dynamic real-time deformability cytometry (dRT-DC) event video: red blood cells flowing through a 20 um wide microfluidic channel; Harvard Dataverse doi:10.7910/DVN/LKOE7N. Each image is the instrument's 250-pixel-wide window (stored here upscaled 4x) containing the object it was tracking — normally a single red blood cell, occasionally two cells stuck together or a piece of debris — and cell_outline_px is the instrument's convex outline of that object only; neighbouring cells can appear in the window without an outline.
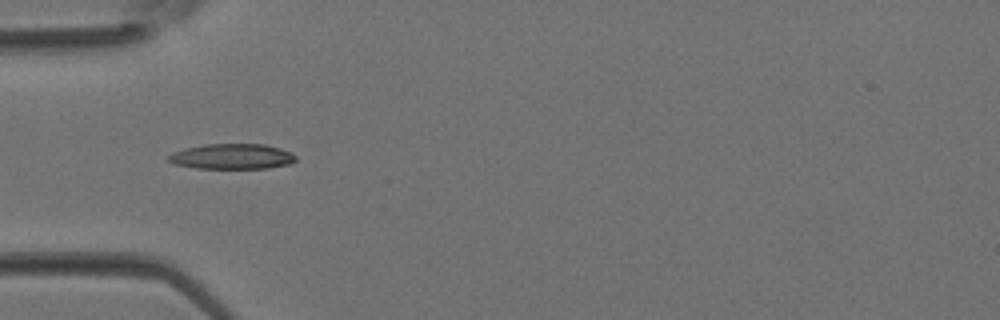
{"species": "Egyptian fruit bat (a non-hibernating species)", "species_latin": "Rousettus aegyptiacus", "temperature_condition": "room temperature", "stored_images_in_passage": 4, "camera_frame_rate_fps": 3000, "um_per_image_px": 0.085, "animal": {"sex": "female"}, "frame": {"image": 1, "passage_image": 3, "time_ms": 0.667, "image_size_px": [1000, 320], "cell_outline_px": [[296, 160], [292, 164], [268, 168], [196, 168], [176, 164], [168, 160], [168, 156], [172, 152], [184, 148], [204, 144], [264, 144], [280, 148], [292, 152], [296, 156]], "centroid_in_image_um": [19.76, 13.29], "position_along_channel_um": 65.2, "area_um2": 18.9}}
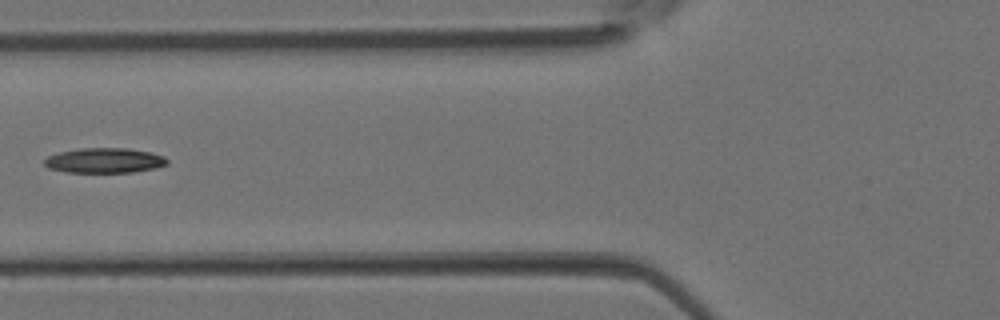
{"frame": {"image": 2, "passage_image": 4, "time_ms": 1.0, "image_size_px": [1000, 320], "cell_outline_px": [[168, 164], [156, 168], [132, 172], [64, 172], [48, 168], [44, 164], [44, 160], [48, 156], [60, 152], [80, 148], [128, 148], [152, 152], [164, 156], [168, 160]], "centroid_in_image_um": [8.9, 13.64], "position_along_channel_um": 116.9, "area_um2": 17.98}}